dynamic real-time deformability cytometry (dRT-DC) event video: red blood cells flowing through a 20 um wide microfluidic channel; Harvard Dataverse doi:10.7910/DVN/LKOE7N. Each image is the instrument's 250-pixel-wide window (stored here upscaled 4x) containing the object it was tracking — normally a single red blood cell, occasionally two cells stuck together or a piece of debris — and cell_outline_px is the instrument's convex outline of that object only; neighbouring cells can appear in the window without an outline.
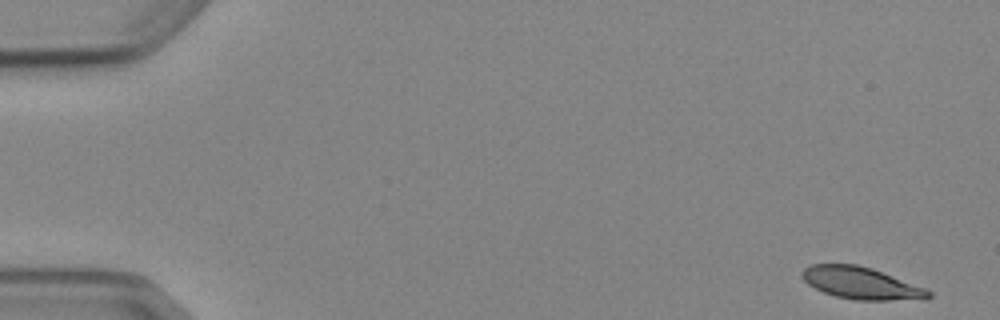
{"species": "Egyptian fruit bat (a non-hibernating species)", "species_latin": "Rousettus aegyptiacus", "temperature_condition": "cold", "stored_images_in_passage": 5, "camera_frame_rate_fps": 3000, "um_per_image_px": 0.085, "animal": {"sex": "female"}, "frame": {"image": 1, "passage_image": 1, "time_ms": 0.0, "image_size_px": [1000, 320], "cell_outline_px": [[932, 296], [928, 300], [856, 300], [836, 296], [824, 292], [808, 284], [804, 280], [800, 272], [804, 268], [812, 264], [856, 264], [872, 268], [924, 288], [932, 292]], "centroid_in_image_um": [73.22, 24.07], "position_along_channel_um": 11.8, "area_um2": 23.58}}
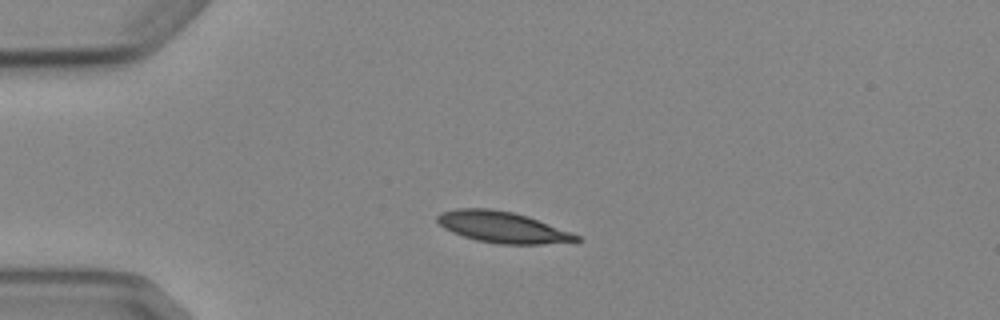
{"frame": {"image": 2, "passage_image": 4, "time_ms": 3.667, "image_size_px": [1000, 320], "cell_outline_px": [[584, 240], [540, 244], [500, 244], [476, 240], [452, 232], [444, 228], [436, 220], [436, 216], [440, 212], [456, 208], [492, 208], [512, 212], [528, 216], [572, 232], [580, 236]], "centroid_in_image_um": [42.7, 19.3], "position_along_channel_um": 42.3, "area_um2": 25.32}}